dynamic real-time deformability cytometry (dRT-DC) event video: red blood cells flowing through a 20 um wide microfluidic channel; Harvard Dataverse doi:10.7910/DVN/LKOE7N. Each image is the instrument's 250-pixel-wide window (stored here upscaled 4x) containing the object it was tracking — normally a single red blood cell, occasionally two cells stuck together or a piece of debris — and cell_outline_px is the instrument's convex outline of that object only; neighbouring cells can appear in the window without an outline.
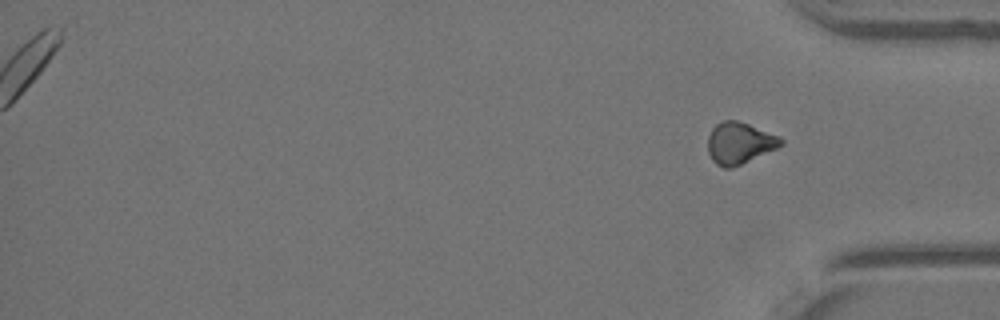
{"species": "Egyptian fruit bat (a non-hibernating species)", "species_latin": "Rousettus aegyptiacus", "temperature_condition": "warm", "stored_images_in_passage": 30, "segment_of_instrument_passage": [2, 2], "camera_frame_rate_fps": 3000, "um_per_image_px": 0.085, "animal": {"sex": "female"}, "frame": {"image": 1, "passage_image": 30, "time_ms": 9.667, "image_size_px": [1000, 320], "cell_outline_px": [[784, 144], [776, 148], [732, 168], [724, 168], [716, 164], [712, 160], [708, 152], [708, 136], [712, 128], [716, 124], [724, 120], [736, 120], [748, 124], [780, 136], [784, 140]], "centroid_in_image_um": [62.85, 12.16], "position_along_channel_um": 372.4, "area_um2": 17.63}}